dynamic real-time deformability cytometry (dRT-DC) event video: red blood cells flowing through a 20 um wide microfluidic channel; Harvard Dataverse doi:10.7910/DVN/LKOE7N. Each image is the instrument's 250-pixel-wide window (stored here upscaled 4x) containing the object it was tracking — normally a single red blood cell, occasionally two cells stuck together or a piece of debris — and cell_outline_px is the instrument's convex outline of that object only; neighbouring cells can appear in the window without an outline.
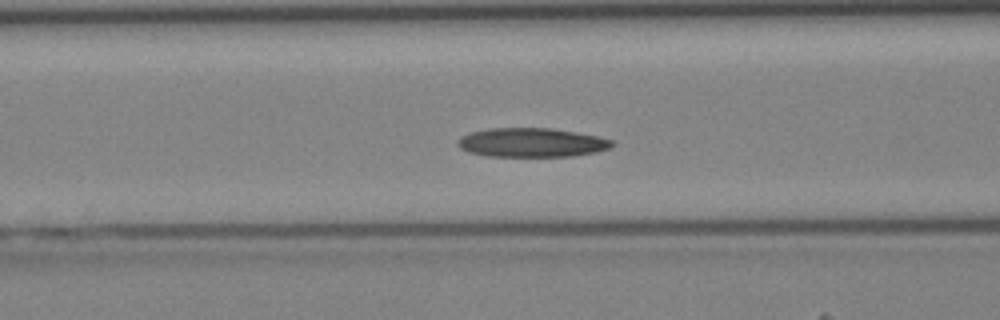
{"species": "Egyptian fruit bat (a non-hibernating species)", "species_latin": "Rousettus aegyptiacus", "temperature_condition": "cold", "stored_images_in_passage": 40, "camera_frame_rate_fps": 3000, "um_per_image_px": 0.085, "animal": {"sex": "female"}, "frame": {"image": 1, "passage_image": 15, "time_ms": 4.667, "image_size_px": [1000, 320], "cell_outline_px": [[616, 144], [608, 148], [596, 152], [572, 156], [488, 156], [468, 152], [460, 148], [456, 144], [460, 136], [472, 132], [488, 128], [552, 128], [576, 132], [596, 136], [612, 140]], "centroid_in_image_um": [45.17, 12.11], "position_along_channel_um": 121.4, "area_um2": 26.13}}
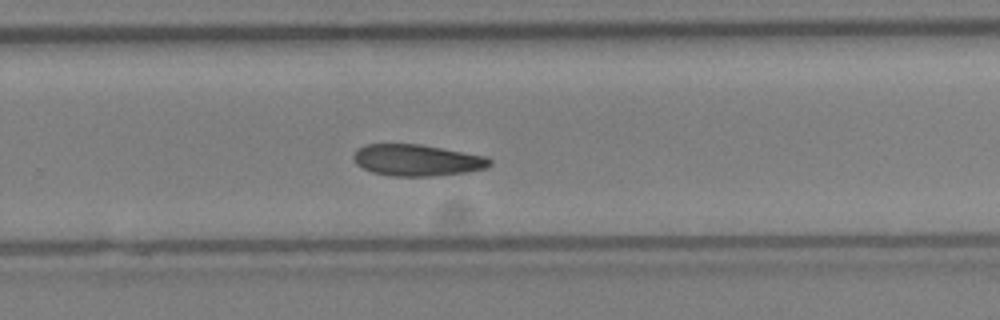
{"frame": {"image": 2, "passage_image": 26, "time_ms": 8.333, "image_size_px": [1000, 320], "cell_outline_px": [[492, 164], [484, 168], [468, 172], [432, 176], [392, 176], [372, 172], [356, 164], [352, 156], [356, 148], [364, 144], [420, 144], [488, 156], [492, 160]], "centroid_in_image_um": [35.44, 13.61], "position_along_channel_um": 294.4, "area_um2": 25.2}}
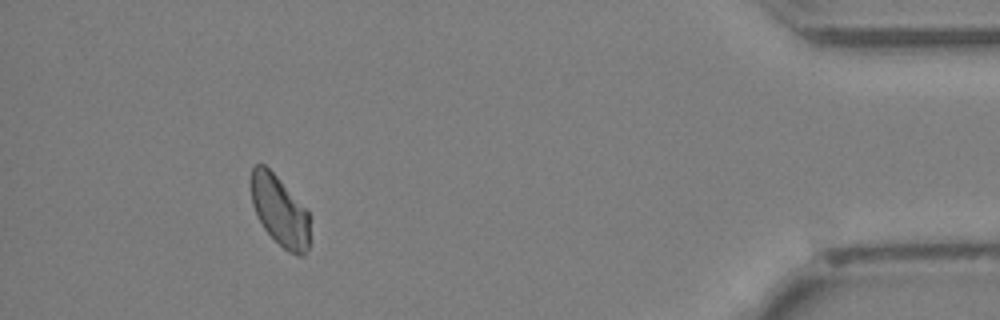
{"frame": {"image": 3, "passage_image": 37, "time_ms": 12.0, "image_size_px": [1000, 320], "cell_outline_px": [[308, 248], [304, 256], [296, 256], [288, 252], [264, 228], [256, 216], [252, 204], [252, 168], [256, 164], [264, 164], [276, 176], [308, 212]], "centroid_in_image_um": [23.76, 17.95], "position_along_channel_um": 411.4, "area_um2": 23.41}}